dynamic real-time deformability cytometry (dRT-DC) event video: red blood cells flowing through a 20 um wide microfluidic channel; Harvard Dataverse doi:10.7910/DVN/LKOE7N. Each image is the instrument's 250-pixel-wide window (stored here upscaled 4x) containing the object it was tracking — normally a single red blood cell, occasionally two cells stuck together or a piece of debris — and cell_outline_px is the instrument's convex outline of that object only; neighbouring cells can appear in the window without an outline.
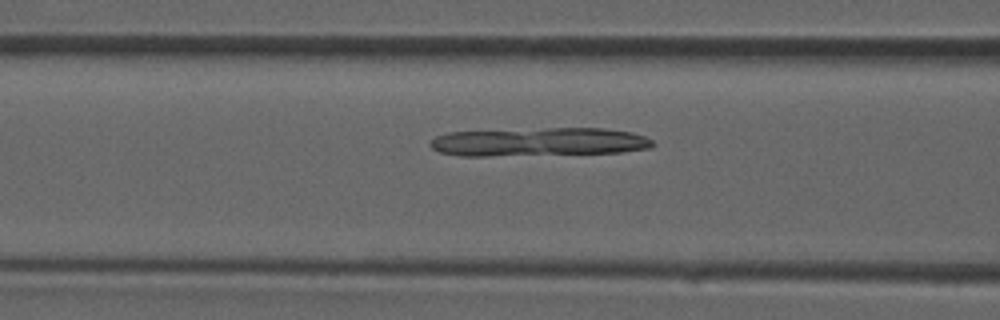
{"species": "common noctule bat (a hibernating species)", "species_latin": "Nyctalus noctula", "temperature_condition": "room temperature", "stored_images_in_passage": 41, "camera_frame_rate_fps": 3000, "um_per_image_px": 0.085, "animal": {"sex": "male", "forearm_length_mm": 52.5}, "frame": {"image": 1, "passage_image": 16, "time_ms": 5.0, "image_size_px": [1000, 320], "cell_outline_px": [[656, 144], [648, 148], [620, 152], [484, 156], [460, 156], [440, 152], [432, 148], [428, 144], [436, 136], [448, 132], [548, 128], [604, 128], [632, 132], [644, 136], [652, 140]], "centroid_in_image_um": [45.8, 12.06], "position_along_channel_um": 120.8, "area_um2": 36.88}}
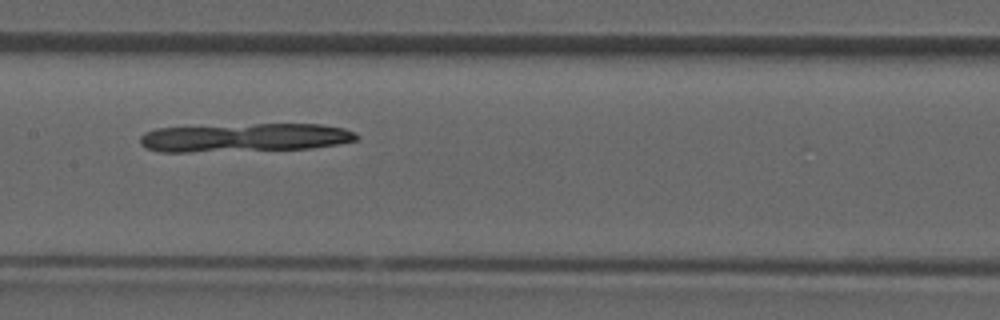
{"frame": {"image": 2, "passage_image": 20, "time_ms": 6.333, "image_size_px": [1000, 320], "cell_outline_px": [[360, 136], [356, 140], [336, 144], [312, 148], [188, 152], [160, 152], [144, 148], [140, 144], [140, 136], [144, 132], [156, 128], [256, 124], [320, 124], [344, 128], [356, 132]], "centroid_in_image_um": [20.78, 11.69], "position_along_channel_um": 186.6, "area_um2": 36.01}}
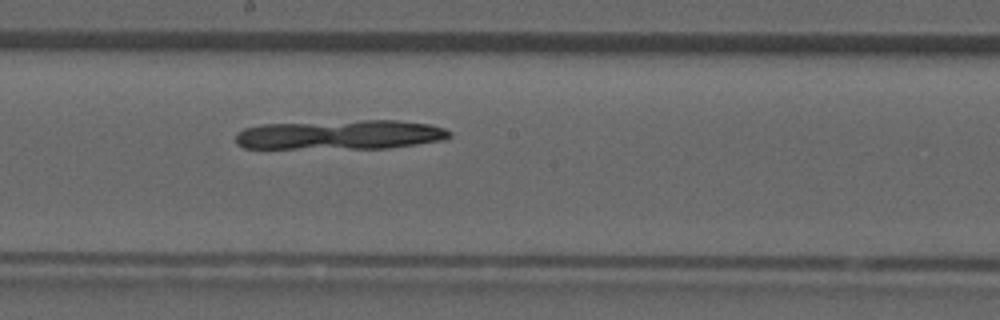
{"frame": {"image": 3, "passage_image": 22, "time_ms": 7.0, "image_size_px": [1000, 320], "cell_outline_px": [[452, 136], [444, 140], [388, 148], [244, 148], [236, 144], [236, 132], [244, 128], [264, 124], [360, 120], [396, 120], [432, 124], [444, 128], [452, 132]], "centroid_in_image_um": [28.96, 11.45], "position_along_channel_um": 219.2, "area_um2": 36.93}}